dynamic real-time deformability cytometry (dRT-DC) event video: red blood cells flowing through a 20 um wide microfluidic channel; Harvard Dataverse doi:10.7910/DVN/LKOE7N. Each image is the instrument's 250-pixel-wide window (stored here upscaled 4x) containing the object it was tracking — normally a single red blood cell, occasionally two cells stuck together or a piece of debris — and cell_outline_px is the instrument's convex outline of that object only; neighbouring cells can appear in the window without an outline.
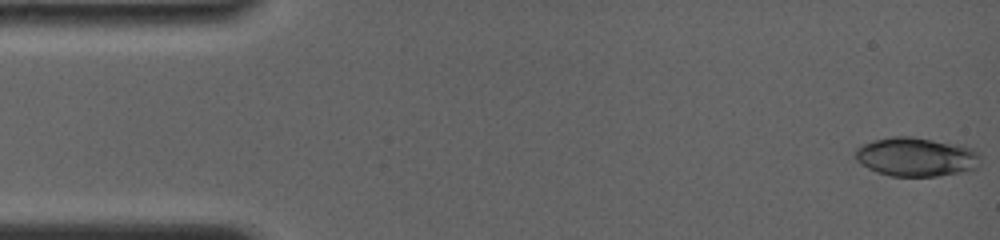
{"species": "common noctule bat (a hibernating species)", "species_latin": "Nyctalus noctula", "temperature_condition": "room temperature", "stored_images_in_passage": 18, "camera_frame_rate_fps": 4000, "um_per_image_px": 0.085, "animal": {"sex": "female", "body_mass_g": 19.0, "forearm_length_mm": 56.7}, "frame": {"image": 1, "passage_image": 1, "time_ms": 0.0, "image_size_px": [1000, 240], "cell_outline_px": [[980, 156], [976, 168], [964, 172], [940, 176], [888, 176], [876, 172], [860, 164], [852, 156], [856, 148], [872, 140], [892, 136], [912, 136], [956, 144], [972, 148], [980, 152]], "centroid_in_image_um": [77.84, 13.34], "position_along_channel_um": 7.2, "area_um2": 28.78}}
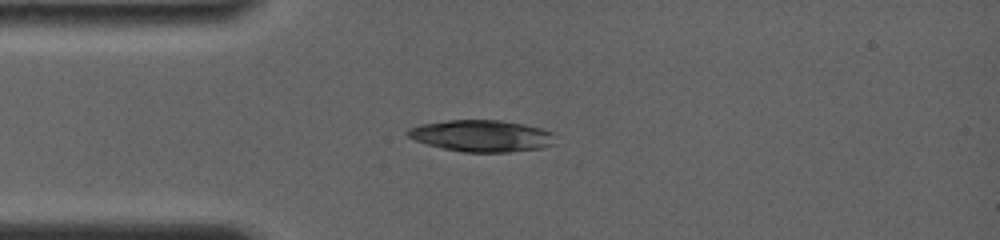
{"frame": {"image": 2, "passage_image": 16, "time_ms": 3.75, "image_size_px": [1000, 240], "cell_outline_px": [[552, 144], [544, 148], [508, 152], [464, 152], [444, 148], [428, 144], [416, 140], [408, 136], [408, 128], [420, 124], [448, 120], [500, 120], [524, 124], [540, 128], [552, 132]], "centroid_in_image_um": [40.94, 11.54], "position_along_channel_um": 44.1, "area_um2": 26.93}}